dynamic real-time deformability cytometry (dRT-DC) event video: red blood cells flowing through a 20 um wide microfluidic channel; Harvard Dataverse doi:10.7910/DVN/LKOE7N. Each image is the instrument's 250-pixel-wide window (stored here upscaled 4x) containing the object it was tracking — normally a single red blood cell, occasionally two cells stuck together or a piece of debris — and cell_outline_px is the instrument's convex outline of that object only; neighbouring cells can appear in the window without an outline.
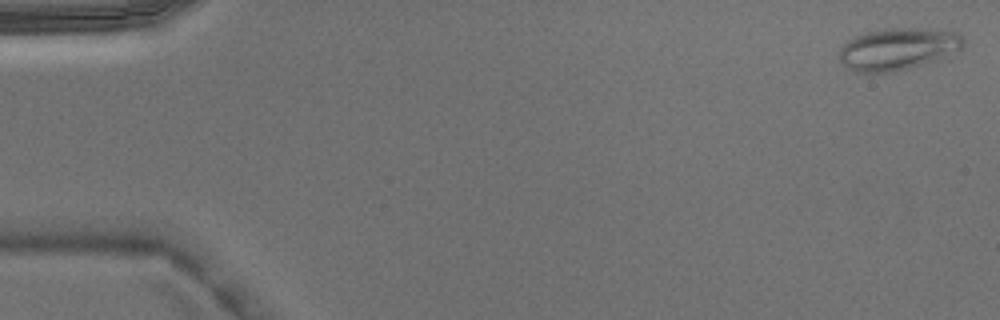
{"species": "Egyptian fruit bat (a non-hibernating species)", "species_latin": "Rousettus aegyptiacus", "temperature_condition": "warm", "stored_images_in_passage": 4, "camera_frame_rate_fps": 3000, "um_per_image_px": 0.085, "animal": {"sex": "male"}, "frame": {"image": 1, "passage_image": 1, "time_ms": 0.0, "image_size_px": [1000, 320], "cell_outline_px": [[964, 48], [932, 60], [908, 68], [892, 72], [852, 72], [844, 68], [840, 64], [840, 48], [852, 36], [864, 32], [888, 28], [936, 28], [956, 32], [964, 36]], "centroid_in_image_um": [76.28, 4.14], "position_along_channel_um": 8.7, "area_um2": 30.63}}